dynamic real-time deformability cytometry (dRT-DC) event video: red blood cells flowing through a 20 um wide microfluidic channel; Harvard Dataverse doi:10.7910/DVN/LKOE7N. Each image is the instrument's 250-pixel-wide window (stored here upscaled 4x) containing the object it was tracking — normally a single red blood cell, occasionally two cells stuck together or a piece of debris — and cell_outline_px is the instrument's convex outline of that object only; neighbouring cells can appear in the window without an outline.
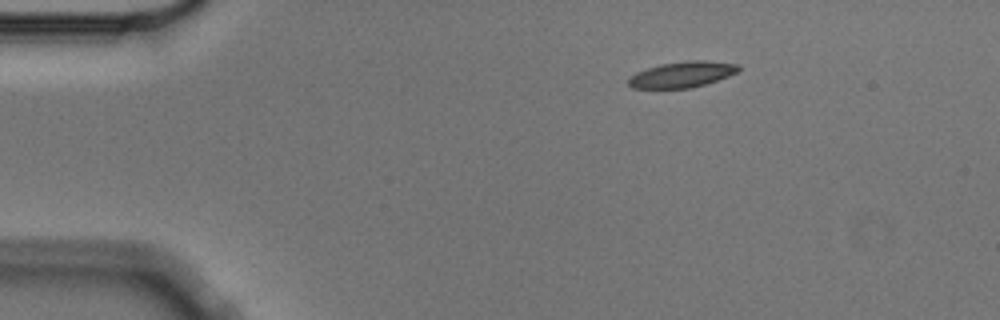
{"species": "Egyptian fruit bat (a non-hibernating species)", "species_latin": "Rousettus aegyptiacus", "temperature_condition": "cold", "stored_images_in_passage": 3, "camera_frame_rate_fps": 3000, "um_per_image_px": 0.085, "animal": {"sex": "male"}, "frame": {"image": 1, "passage_image": 1, "time_ms": 0.0, "image_size_px": [1000, 320], "cell_outline_px": [[740, 68], [736, 72], [728, 76], [692, 88], [632, 88], [628, 84], [628, 80], [636, 72], [660, 64], [688, 60], [704, 60], [740, 64]], "centroid_in_image_um": [57.99, 6.32], "position_along_channel_um": 27.0, "area_um2": 16.47}}